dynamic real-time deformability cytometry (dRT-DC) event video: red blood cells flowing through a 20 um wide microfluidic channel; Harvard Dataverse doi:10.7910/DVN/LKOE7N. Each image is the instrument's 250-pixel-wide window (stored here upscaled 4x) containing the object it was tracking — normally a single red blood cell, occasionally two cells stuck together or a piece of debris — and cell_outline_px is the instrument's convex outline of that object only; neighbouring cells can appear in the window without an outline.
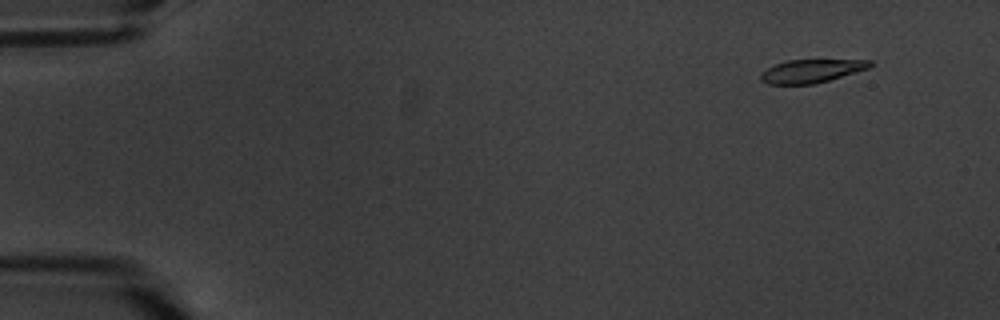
{"species": "common noctule bat (a hibernating species)", "species_latin": "Nyctalus noctula", "temperature_condition": "warm", "stored_images_in_passage": 6, "camera_frame_rate_fps": 3000, "um_per_image_px": 0.085, "animal": {"sex": "male", "body_mass_g": 20.1, "forearm_length_mm": 53.5}, "frame": {"image": 1, "passage_image": 2, "time_ms": 1.0, "image_size_px": [1000, 320], "cell_outline_px": [[876, 64], [868, 68], [816, 84], [768, 84], [760, 80], [760, 72], [776, 64], [788, 60], [872, 60]], "centroid_in_image_um": [68.97, 6.03], "position_along_channel_um": 16.0, "area_um2": 14.8}}
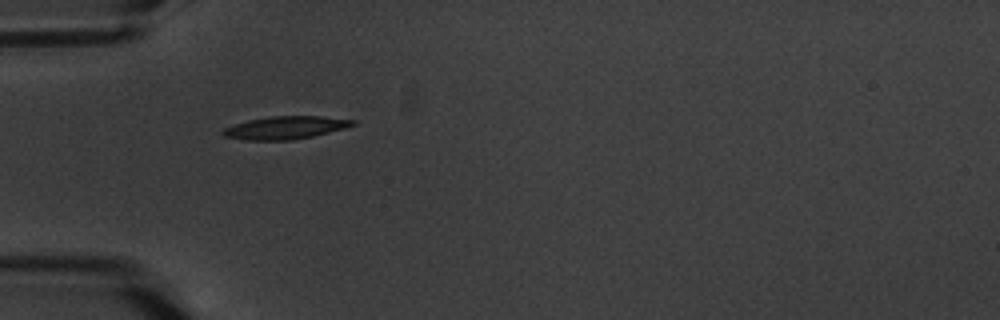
{"frame": {"image": 2, "passage_image": 6, "time_ms": 5.667, "image_size_px": [1000, 320], "cell_outline_px": [[356, 124], [344, 128], [312, 136], [292, 140], [248, 140], [224, 136], [220, 132], [224, 128], [248, 120], [272, 116], [320, 116], [356, 120]], "centroid_in_image_um": [24.26, 10.85], "position_along_channel_um": 60.7, "area_um2": 17.05}}